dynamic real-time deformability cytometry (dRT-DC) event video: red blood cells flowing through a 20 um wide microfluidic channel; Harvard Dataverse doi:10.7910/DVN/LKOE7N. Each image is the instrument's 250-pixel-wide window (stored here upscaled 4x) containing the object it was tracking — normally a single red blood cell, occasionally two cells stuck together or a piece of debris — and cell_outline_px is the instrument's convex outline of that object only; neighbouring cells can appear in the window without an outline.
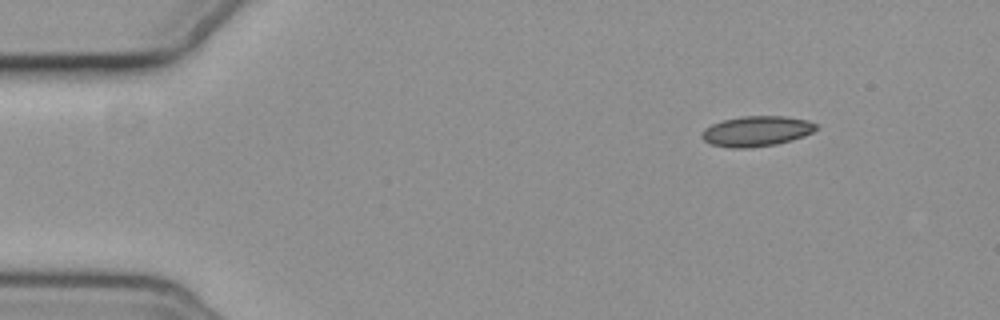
{"species": "common noctule bat (a hibernating species)", "species_latin": "Nyctalus noctula", "temperature_condition": "cold", "stored_images_in_passage": 4, "camera_frame_rate_fps": 3000, "um_per_image_px": 0.085, "animal": {"sex": "female", "body_mass_g": 19.3, "forearm_length_mm": 54.1}, "frame": {"image": 1, "passage_image": 1, "time_ms": 0.0, "image_size_px": [1000, 320], "cell_outline_px": [[816, 128], [812, 132], [804, 136], [792, 140], [776, 144], [748, 148], [732, 148], [712, 144], [704, 140], [700, 136], [704, 128], [712, 124], [724, 120], [740, 116], [784, 116], [808, 120], [816, 124]], "centroid_in_image_um": [64.29, 11.15], "position_along_channel_um": 20.7, "area_um2": 20.11}}
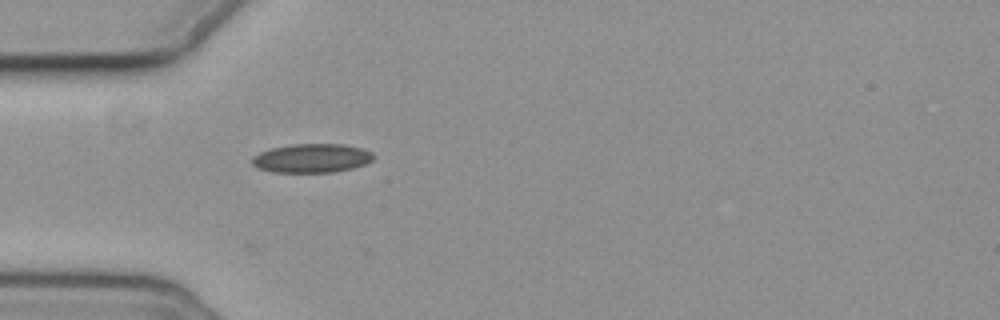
{"frame": {"image": 2, "passage_image": 4, "time_ms": 3.333, "image_size_px": [1000, 320], "cell_outline_px": [[376, 156], [368, 164], [336, 172], [272, 172], [256, 168], [252, 164], [252, 156], [260, 152], [272, 148], [292, 144], [344, 144], [364, 148], [372, 152]], "centroid_in_image_um": [26.54, 13.45], "position_along_channel_um": 58.5, "area_um2": 20.75}}